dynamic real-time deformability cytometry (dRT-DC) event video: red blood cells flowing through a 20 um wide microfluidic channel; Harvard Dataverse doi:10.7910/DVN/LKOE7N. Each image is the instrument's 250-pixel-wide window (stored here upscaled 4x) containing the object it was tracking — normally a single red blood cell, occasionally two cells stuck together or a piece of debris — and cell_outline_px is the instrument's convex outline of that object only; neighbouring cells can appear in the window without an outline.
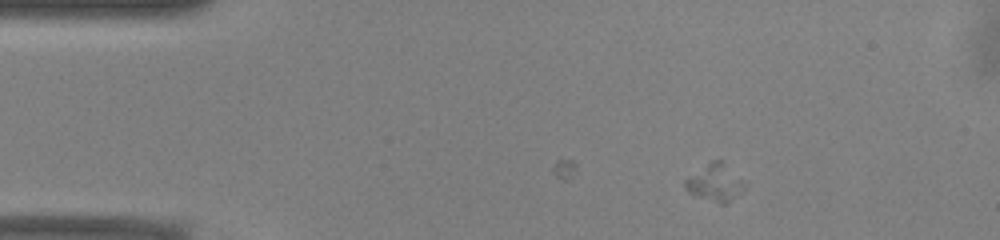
{"species": "common noctule bat (a hibernating species)", "species_latin": "Nyctalus noctula", "temperature_condition": "warm", "stored_images_in_passage": 15, "camera_frame_rate_fps": 3000, "um_per_image_px": 0.085, "animal": {"sex": "male", "body_mass_g": 13.0, "forearm_length_mm": 53.1}, "frame": {"image": 1, "passage_image": 1, "time_ms": 0.0, "image_size_px": [1000, 240], "cell_outline_px": [[744, 188], [740, 192], [724, 204], [720, 204], [688, 192], [684, 188], [684, 180], [688, 176], [712, 160], [724, 160], [740, 180]], "centroid_in_image_um": [60.71, 15.5], "position_along_channel_um": 24.3, "area_um2": 12.43}}
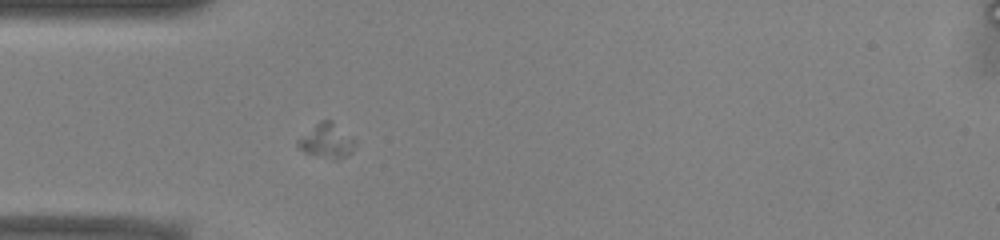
{"frame": {"image": 2, "passage_image": 9, "time_ms": 2.667, "image_size_px": [1000, 240], "cell_outline_px": [[356, 144], [352, 152], [336, 160], [332, 160], [304, 152], [296, 144], [296, 140], [320, 120], [332, 120]], "centroid_in_image_um": [27.72, 11.99], "position_along_channel_um": 57.3, "area_um2": 11.21}}